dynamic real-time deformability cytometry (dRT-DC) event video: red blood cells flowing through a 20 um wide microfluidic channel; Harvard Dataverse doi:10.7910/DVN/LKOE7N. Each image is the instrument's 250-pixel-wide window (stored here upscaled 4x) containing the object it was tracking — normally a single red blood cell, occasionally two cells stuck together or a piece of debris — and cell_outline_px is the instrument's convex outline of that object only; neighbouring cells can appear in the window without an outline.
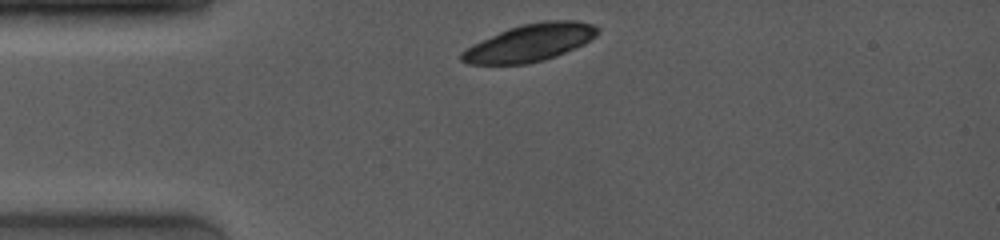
{"species": "common noctule bat (a hibernating species)", "species_latin": "Nyctalus noctula", "temperature_condition": "room temperature", "stored_images_in_passage": 1, "camera_frame_rate_fps": 4000, "um_per_image_px": 0.085, "animal": {"sex": "female", "body_mass_g": 19.0, "forearm_length_mm": 53.3}, "frame": {"image": 1, "passage_image": 1, "time_ms": 0.0, "image_size_px": [1000, 240], "cell_outline_px": [[600, 32], [596, 36], [584, 44], [556, 56], [544, 60], [528, 64], [468, 64], [460, 60], [460, 52], [464, 48], [472, 44], [508, 28], [524, 24], [544, 20], [576, 20], [592, 24], [600, 28]], "centroid_in_image_um": [45.04, 3.63], "position_along_channel_um": 40.0, "area_um2": 29.77}}